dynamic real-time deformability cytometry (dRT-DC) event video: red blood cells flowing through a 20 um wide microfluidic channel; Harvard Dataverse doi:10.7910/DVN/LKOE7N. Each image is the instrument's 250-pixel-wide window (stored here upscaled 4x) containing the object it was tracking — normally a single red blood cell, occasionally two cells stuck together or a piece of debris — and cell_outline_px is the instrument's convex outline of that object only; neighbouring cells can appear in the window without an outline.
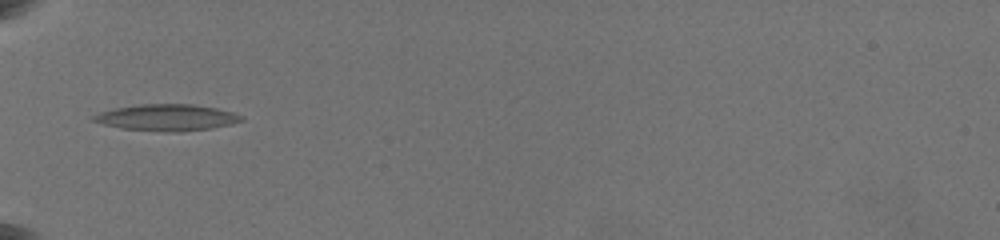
{"species": "common noctule bat (a hibernating species)", "species_latin": "Nyctalus noctula", "temperature_condition": "warm", "stored_images_in_passage": 15, "camera_frame_rate_fps": 3000, "um_per_image_px": 0.085, "animal": {"sex": "female", "body_mass_g": 19.5, "forearm_length_mm": 54.1}, "frame": {"image": 1, "passage_image": 1, "time_ms": 0.0, "image_size_px": [1000, 240], "cell_outline_px": [[244, 120], [232, 124], [212, 128], [180, 132], [164, 132], [124, 128], [104, 124], [92, 120], [92, 116], [100, 112], [116, 108], [140, 104], [192, 104], [216, 108], [232, 112], [244, 116]], "centroid_in_image_um": [14.23, 9.99], "position_along_channel_um": 70.8, "area_um2": 22.72}}
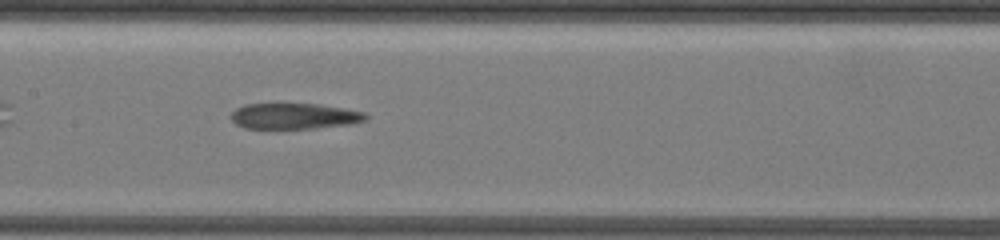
{"frame": {"image": 2, "passage_image": 7, "time_ms": 3.333, "image_size_px": [1000, 240], "cell_outline_px": [[368, 120], [352, 124], [316, 128], [244, 128], [236, 124], [232, 120], [232, 112], [236, 108], [244, 104], [276, 100], [280, 100], [320, 104], [344, 108], [364, 112], [368, 116]], "centroid_in_image_um": [24.99, 9.81], "position_along_channel_um": 182.4, "area_um2": 21.44}}
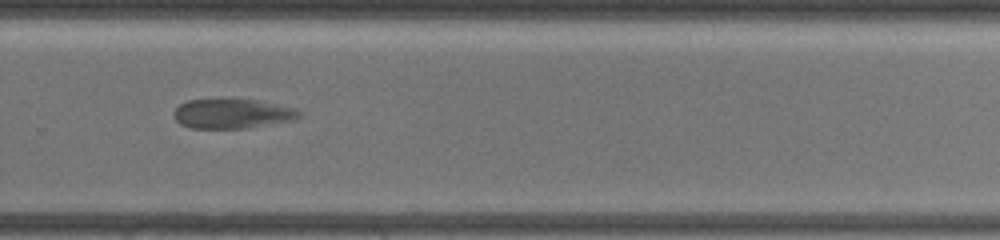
{"frame": {"image": 3, "passage_image": 13, "time_ms": 7.0, "image_size_px": [1000, 240], "cell_outline_px": [[304, 116], [296, 120], [248, 128], [188, 128], [180, 124], [172, 116], [172, 112], [180, 104], [188, 100], [220, 96], [260, 100], [296, 108], [304, 112]], "centroid_in_image_um": [19.77, 9.62], "position_along_channel_um": 310.0, "area_um2": 23.0}}